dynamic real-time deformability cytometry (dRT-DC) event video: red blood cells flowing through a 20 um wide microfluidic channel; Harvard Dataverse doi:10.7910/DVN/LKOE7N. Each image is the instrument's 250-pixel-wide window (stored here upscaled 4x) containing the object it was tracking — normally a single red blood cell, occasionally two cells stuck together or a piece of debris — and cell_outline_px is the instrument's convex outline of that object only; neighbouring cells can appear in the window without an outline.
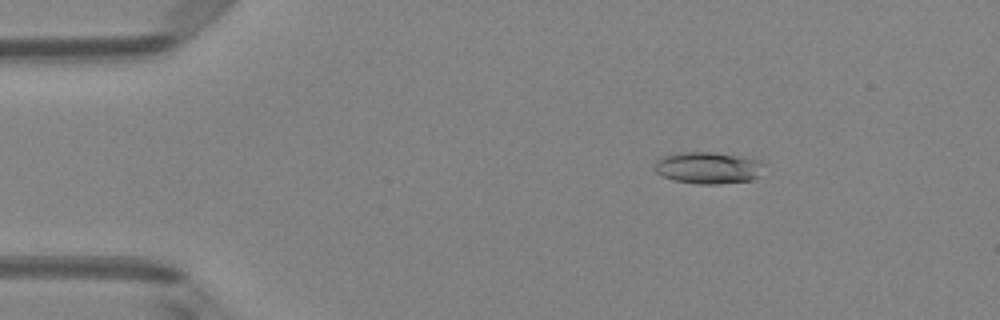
{"species": "Egyptian fruit bat (a non-hibernating species)", "species_latin": "Rousettus aegyptiacus", "temperature_condition": "room temperature", "stored_images_in_passage": 4, "camera_frame_rate_fps": 3000, "um_per_image_px": 0.085, "animal": {"sex": "female"}, "frame": {"image": 1, "passage_image": 2, "time_ms": 0.333, "image_size_px": [1000, 320], "cell_outline_px": [[768, 164], [752, 180], [720, 184], [700, 184], [672, 180], [660, 176], [656, 172], [656, 160], [664, 156], [680, 152], [712, 152], [764, 160]], "centroid_in_image_um": [60.23, 14.26], "position_along_channel_um": 24.8, "area_um2": 20.46}}
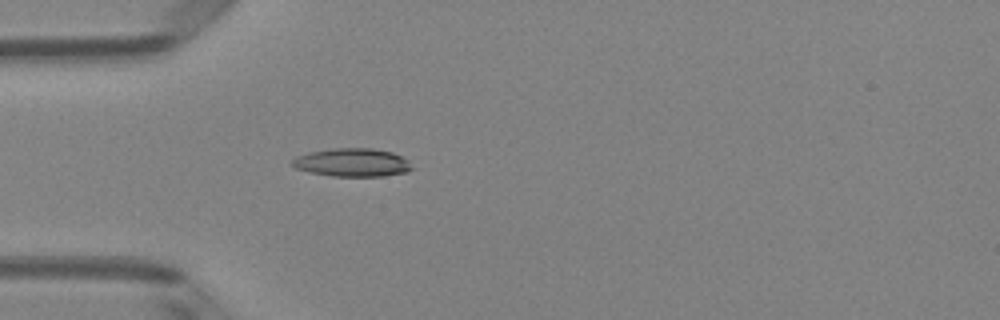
{"frame": {"image": 2, "passage_image": 4, "time_ms": 1.0, "image_size_px": [1000, 320], "cell_outline_px": [[412, 168], [408, 172], [384, 176], [332, 176], [308, 172], [296, 168], [292, 164], [292, 160], [296, 156], [308, 152], [332, 148], [372, 148], [392, 152], [408, 160]], "centroid_in_image_um": [29.93, 13.81], "position_along_channel_um": 55.1, "area_um2": 19.77}}